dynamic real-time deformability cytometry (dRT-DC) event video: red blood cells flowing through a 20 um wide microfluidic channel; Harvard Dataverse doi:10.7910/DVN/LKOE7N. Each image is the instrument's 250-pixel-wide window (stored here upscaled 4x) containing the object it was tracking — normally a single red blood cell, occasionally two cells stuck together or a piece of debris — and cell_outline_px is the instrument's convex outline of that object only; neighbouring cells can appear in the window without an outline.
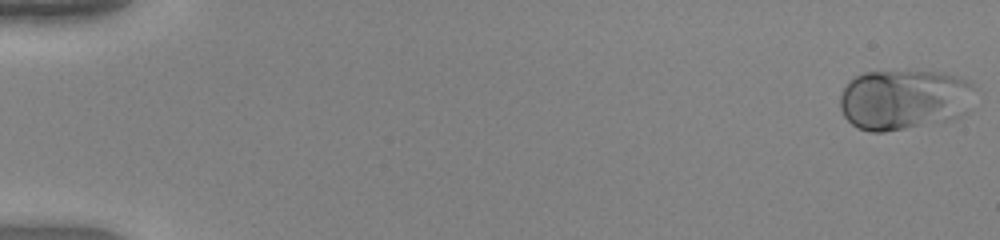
{"species": "human", "species_latin": "Homo sapiens", "temperature_condition": "warm", "stored_images_in_passage": 50, "camera_frame_rate_fps": 3000, "um_per_image_px": 0.085, "donor": {"sex": "female"}, "frame": {"image": 1, "passage_image": 1, "time_ms": 0.0, "image_size_px": [1000, 240], "cell_outline_px": [[976, 88], [968, 112], [964, 116], [956, 120], [884, 132], [872, 132], [856, 128], [844, 116], [840, 108], [840, 96], [848, 80], [852, 76], [864, 72], [948, 72], [972, 80]], "centroid_in_image_um": [76.92, 8.46], "position_along_channel_um": 8.1, "area_um2": 48.67}}
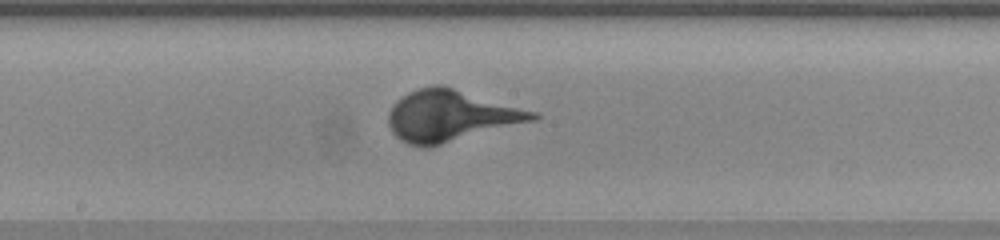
{"frame": {"image": 2, "passage_image": 28, "time_ms": 9.0, "image_size_px": [1000, 240], "cell_outline_px": [[540, 116], [536, 120], [428, 148], [420, 148], [408, 144], [400, 140], [392, 132], [388, 124], [388, 112], [392, 104], [396, 100], [408, 92], [416, 88], [432, 84], [444, 84], [540, 112]], "centroid_in_image_um": [38.32, 9.82], "position_along_channel_um": 209.9, "area_um2": 44.16}}
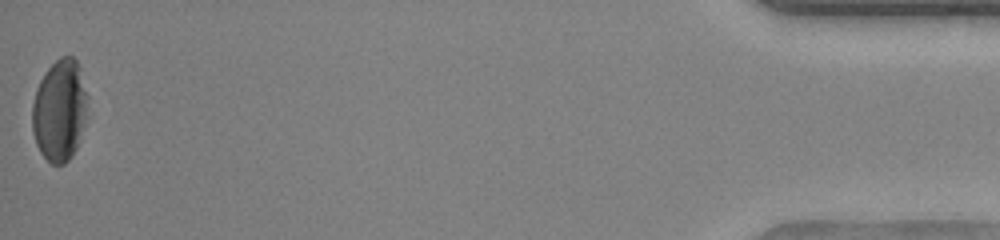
{"frame": {"image": 3, "passage_image": 50, "time_ms": 16.333, "image_size_px": [1000, 240], "cell_outline_px": [[88, 116], [76, 148], [72, 156], [64, 164], [52, 164], [40, 152], [36, 144], [32, 132], [32, 104], [36, 88], [44, 72], [60, 56], [72, 56], [76, 60], [80, 68], [88, 96]], "centroid_in_image_um": [5.08, 9.37], "position_along_channel_um": 430.1, "area_um2": 33.35}}